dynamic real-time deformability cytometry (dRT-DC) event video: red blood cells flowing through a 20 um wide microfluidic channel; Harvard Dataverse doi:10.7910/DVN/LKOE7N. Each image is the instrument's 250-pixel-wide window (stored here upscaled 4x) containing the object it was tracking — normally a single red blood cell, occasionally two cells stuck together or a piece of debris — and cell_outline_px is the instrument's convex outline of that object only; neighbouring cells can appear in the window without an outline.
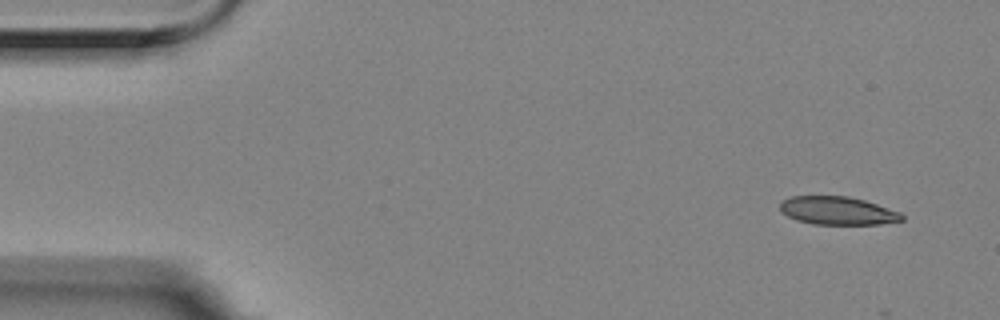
{"species": "Egyptian fruit bat (a non-hibernating species)", "species_latin": "Rousettus aegyptiacus", "temperature_condition": "room temperature", "stored_images_in_passage": 5, "camera_frame_rate_fps": 3000, "um_per_image_px": 0.085, "animal": {"sex": "female"}, "frame": {"image": 1, "passage_image": 1, "time_ms": 0.0, "image_size_px": [1000, 320], "cell_outline_px": [[904, 220], [880, 224], [812, 224], [796, 220], [780, 212], [780, 204], [784, 200], [792, 196], [848, 196], [864, 200], [900, 212], [904, 216]], "centroid_in_image_um": [71.19, 17.91], "position_along_channel_um": 13.8, "area_um2": 19.94}}
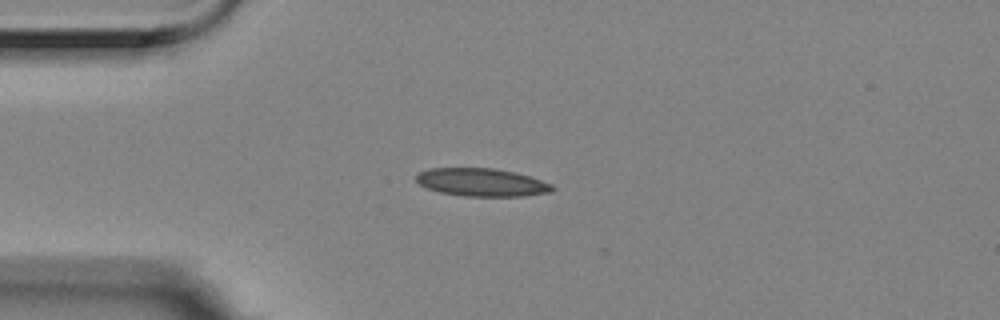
{"frame": {"image": 2, "passage_image": 4, "time_ms": 1.0, "image_size_px": [1000, 320], "cell_outline_px": [[556, 188], [552, 192], [524, 196], [464, 196], [440, 192], [428, 188], [420, 184], [416, 180], [416, 176], [420, 172], [428, 168], [496, 168], [528, 176], [552, 184]], "centroid_in_image_um": [40.96, 15.5], "position_along_channel_um": 44.0, "area_um2": 22.08}}